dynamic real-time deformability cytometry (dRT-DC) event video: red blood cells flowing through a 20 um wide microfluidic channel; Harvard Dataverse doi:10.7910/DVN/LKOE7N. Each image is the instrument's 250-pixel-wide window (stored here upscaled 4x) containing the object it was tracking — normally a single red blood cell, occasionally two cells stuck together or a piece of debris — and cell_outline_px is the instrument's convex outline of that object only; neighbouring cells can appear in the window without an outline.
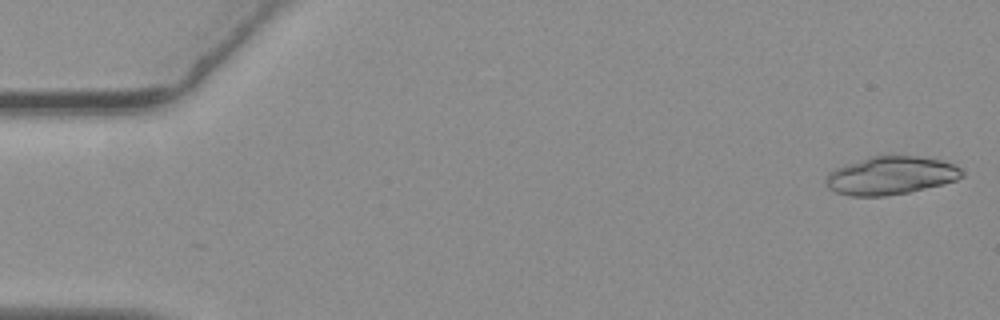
{"species": "common noctule bat (a hibernating species)", "species_latin": "Nyctalus noctula", "temperature_condition": "warm", "stored_images_in_passage": 41, "camera_frame_rate_fps": 3000, "um_per_image_px": 0.085, "animal": {"sex": "female", "body_mass_g": 19.3, "forearm_length_mm": 54.1}, "frame": {"image": 1, "passage_image": 1, "time_ms": 0.0, "image_size_px": [1000, 320], "cell_outline_px": [[964, 176], [956, 180], [944, 184], [908, 192], [884, 196], [852, 196], [836, 192], [828, 188], [824, 180], [828, 172], [844, 164], [868, 156], [920, 156], [944, 160], [960, 168], [964, 172]], "centroid_in_image_um": [75.71, 14.91], "position_along_channel_um": 9.3, "area_um2": 30.52}}